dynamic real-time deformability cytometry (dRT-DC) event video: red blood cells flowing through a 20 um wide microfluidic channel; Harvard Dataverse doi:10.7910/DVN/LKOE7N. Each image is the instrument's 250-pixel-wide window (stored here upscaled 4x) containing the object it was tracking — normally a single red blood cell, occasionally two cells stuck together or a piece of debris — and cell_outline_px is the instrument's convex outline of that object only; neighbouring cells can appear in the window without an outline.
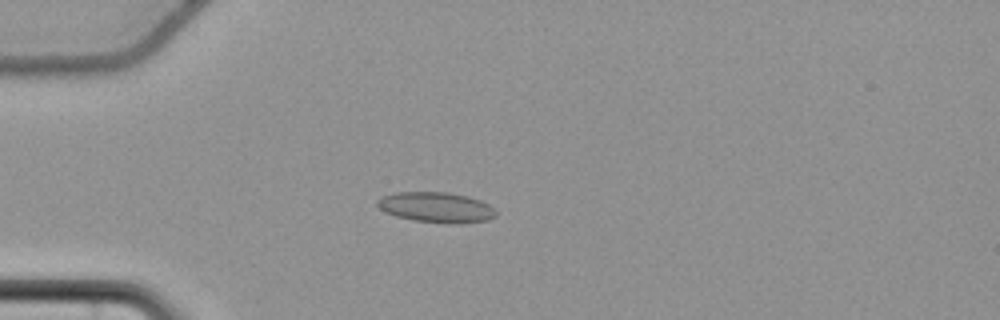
{"species": "common noctule bat (a hibernating species)", "species_latin": "Nyctalus noctula", "temperature_condition": "cold", "stored_images_in_passage": 59, "camera_frame_rate_fps": 3000, "um_per_image_px": 0.085, "animal": {"sex": "female", "body_mass_g": 22.7, "forearm_length_mm": 54.2}, "frame": {"image": 1, "passage_image": 18, "time_ms": 5.667, "image_size_px": [1000, 320], "cell_outline_px": [[496, 216], [488, 220], [460, 224], [412, 220], [396, 216], [384, 212], [376, 204], [376, 200], [380, 196], [392, 192], [448, 192], [468, 196], [480, 200], [488, 204], [496, 212]], "centroid_in_image_um": [37.04, 17.61], "position_along_channel_um": 48.0, "area_um2": 21.15}}
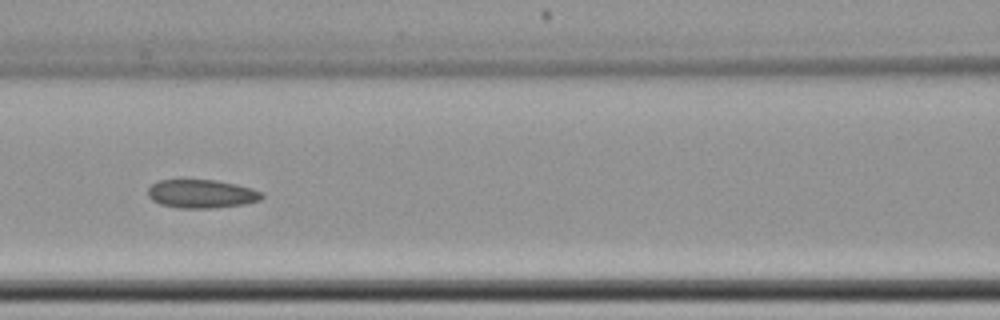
{"frame": {"image": 2, "passage_image": 28, "time_ms": 9.0, "image_size_px": [1000, 320], "cell_outline_px": [[264, 196], [260, 200], [244, 204], [208, 208], [180, 208], [160, 204], [152, 200], [148, 196], [148, 188], [152, 184], [160, 180], [180, 176], [216, 180], [236, 184], [252, 188], [264, 192]], "centroid_in_image_um": [17.09, 16.42], "position_along_channel_um": 149.5, "area_um2": 19.71}}
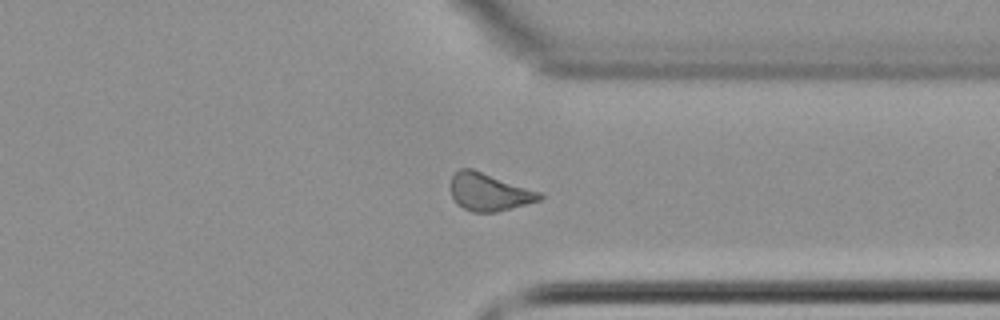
{"frame": {"image": 3, "passage_image": 46, "time_ms": 15.0, "image_size_px": [1000, 320], "cell_outline_px": [[544, 196], [540, 200], [496, 212], [472, 212], [456, 204], [452, 196], [448, 184], [452, 176], [460, 168], [472, 168], [544, 192]], "centroid_in_image_um": [41.57, 16.3], "position_along_channel_um": 369.8, "area_um2": 19.94}, "authors_computed_cell_mechanics": {"area_um2": 19.941, "velocity_mm_per_s": 3.674, "shape_relaxation_time_tau1_ms": null, "shape_relaxation_time_tau2_ms": 4.5539, "deformation_change_tau1": null, "deformation_change_tau2": 0.1195}}